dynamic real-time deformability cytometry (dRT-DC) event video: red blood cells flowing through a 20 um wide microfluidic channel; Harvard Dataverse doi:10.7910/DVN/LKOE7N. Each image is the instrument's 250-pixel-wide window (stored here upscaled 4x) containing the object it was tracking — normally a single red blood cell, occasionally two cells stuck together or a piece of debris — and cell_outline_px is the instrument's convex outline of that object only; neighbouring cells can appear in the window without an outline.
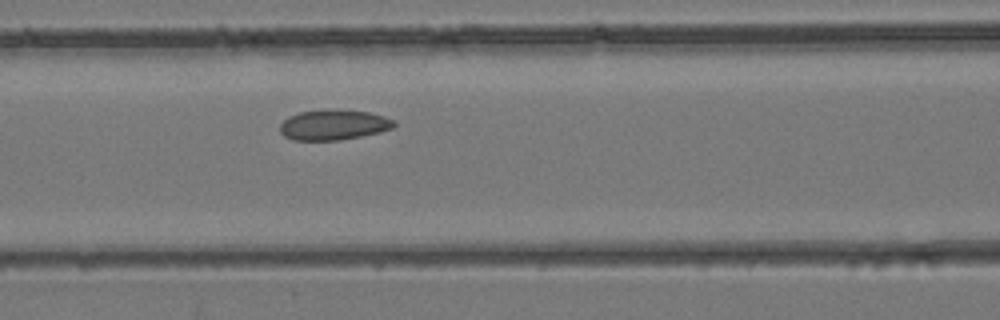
{"species": "common noctule bat (a hibernating species)", "species_latin": "Nyctalus noctula", "temperature_condition": "room temperature", "stored_images_in_passage": 4, "camera_frame_rate_fps": 3000, "um_per_image_px": 0.085, "animal": {"sex": "female", "body_mass_g": 24.6, "forearm_length_mm": 56.2}, "frame": {"image": 1, "passage_image": 4, "time_ms": 1.0, "image_size_px": [1000, 320], "cell_outline_px": [[396, 124], [392, 128], [380, 132], [340, 140], [292, 140], [284, 136], [280, 132], [280, 124], [288, 116], [300, 112], [368, 112], [384, 116], [396, 120]], "centroid_in_image_um": [28.35, 10.66], "position_along_channel_um": 138.2, "area_um2": 19.36}}